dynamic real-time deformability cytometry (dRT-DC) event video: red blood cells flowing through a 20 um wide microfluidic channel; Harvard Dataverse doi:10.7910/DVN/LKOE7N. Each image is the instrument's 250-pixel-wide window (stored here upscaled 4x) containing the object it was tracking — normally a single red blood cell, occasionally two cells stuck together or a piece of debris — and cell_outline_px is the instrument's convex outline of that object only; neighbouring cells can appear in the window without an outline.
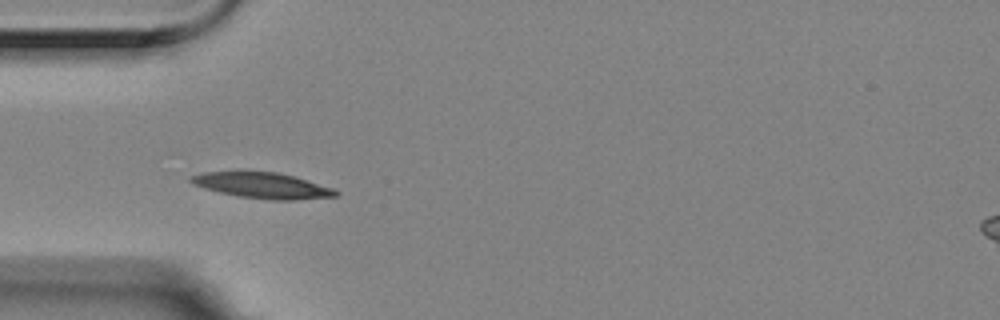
{"species": "Egyptian fruit bat (a non-hibernating species)", "species_latin": "Rousettus aegyptiacus", "temperature_condition": "room temperature", "stored_images_in_passage": 6, "camera_frame_rate_fps": 3000, "um_per_image_px": 0.085, "animal": {"sex": "female"}, "frame": {"image": 1, "passage_image": 5, "time_ms": 1.333, "image_size_px": [1000, 320], "cell_outline_px": [[340, 192], [336, 196], [296, 200], [272, 200], [240, 196], [220, 192], [204, 188], [192, 184], [188, 180], [188, 176], [204, 172], [244, 168], [280, 172], [296, 176], [332, 188]], "centroid_in_image_um": [22.22, 15.7], "position_along_channel_um": 62.8, "area_um2": 22.77}}
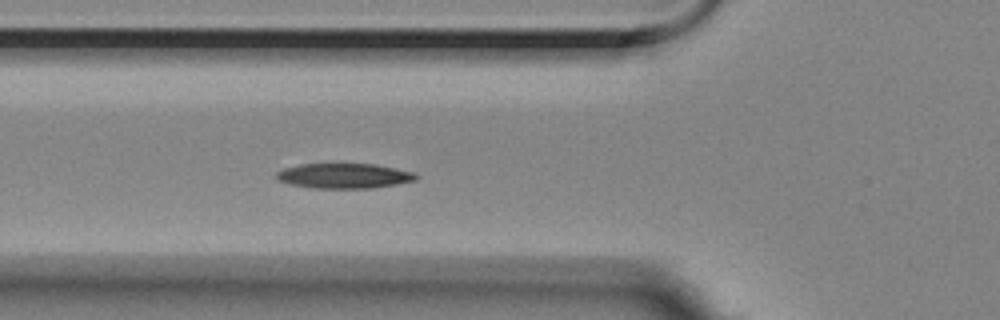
{"frame": {"image": 2, "passage_image": 6, "time_ms": 1.667, "image_size_px": [1000, 320], "cell_outline_px": [[420, 176], [416, 180], [396, 184], [372, 188], [312, 188], [292, 184], [276, 180], [272, 176], [276, 172], [284, 168], [300, 164], [376, 164], [412, 172]], "centroid_in_image_um": [29.2, 14.95], "position_along_channel_um": 96.6, "area_um2": 20.4}}